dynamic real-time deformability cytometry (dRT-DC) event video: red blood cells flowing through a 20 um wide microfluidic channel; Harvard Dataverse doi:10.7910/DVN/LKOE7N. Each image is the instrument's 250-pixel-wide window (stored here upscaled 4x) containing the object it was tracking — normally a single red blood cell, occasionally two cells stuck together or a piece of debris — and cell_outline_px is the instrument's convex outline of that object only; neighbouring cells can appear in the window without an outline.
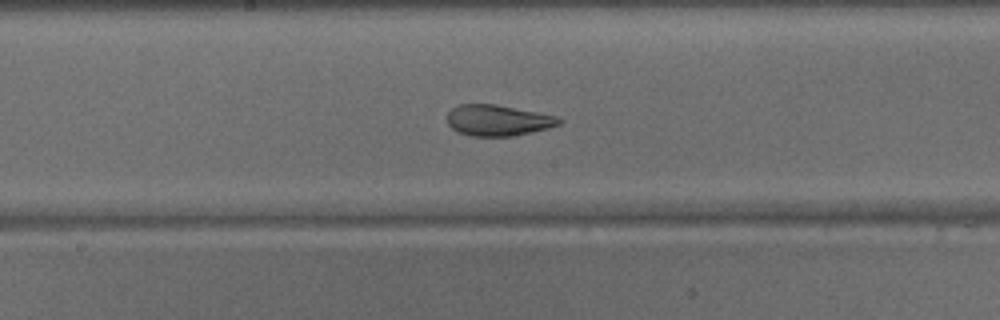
{"species": "common noctule bat (a hibernating species)", "species_latin": "Nyctalus noctula", "temperature_condition": "warm", "stored_images_in_passage": 34, "camera_frame_rate_fps": 3000, "um_per_image_px": 0.085, "animal": {"sex": "male", "body_mass_g": 15.6}, "frame": {"image": 1, "passage_image": 10, "time_ms": 3.0, "image_size_px": [1000, 320], "cell_outline_px": [[564, 120], [560, 124], [548, 128], [532, 132], [512, 136], [472, 136], [460, 132], [452, 128], [448, 124], [448, 112], [452, 108], [460, 104], [496, 104], [560, 116]], "centroid_in_image_um": [42.38, 10.22], "position_along_channel_um": 205.8, "area_um2": 20.29}}
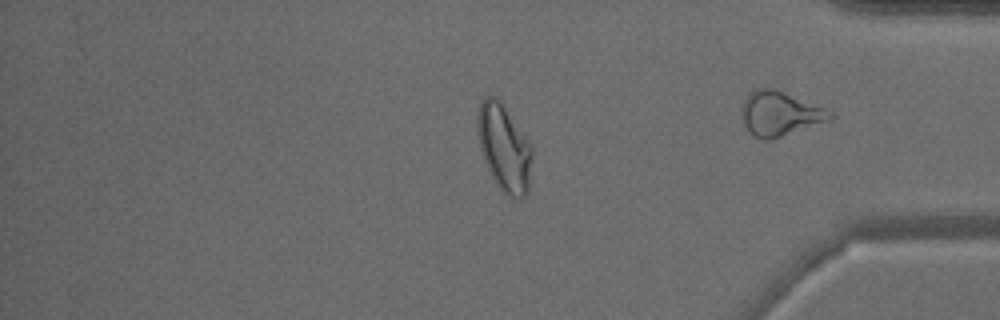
{"frame": {"image": 2, "passage_image": 25, "time_ms": 8.0, "image_size_px": [1000, 320], "cell_outline_px": [[532, 156], [528, 192], [520, 200], [516, 200], [504, 192], [496, 184], [484, 160], [480, 148], [476, 128], [476, 116], [480, 104], [488, 96], [496, 96], [500, 100], [528, 140], [532, 148]], "centroid_in_image_um": [42.84, 12.57], "position_along_channel_um": 392.4, "area_um2": 27.57}}